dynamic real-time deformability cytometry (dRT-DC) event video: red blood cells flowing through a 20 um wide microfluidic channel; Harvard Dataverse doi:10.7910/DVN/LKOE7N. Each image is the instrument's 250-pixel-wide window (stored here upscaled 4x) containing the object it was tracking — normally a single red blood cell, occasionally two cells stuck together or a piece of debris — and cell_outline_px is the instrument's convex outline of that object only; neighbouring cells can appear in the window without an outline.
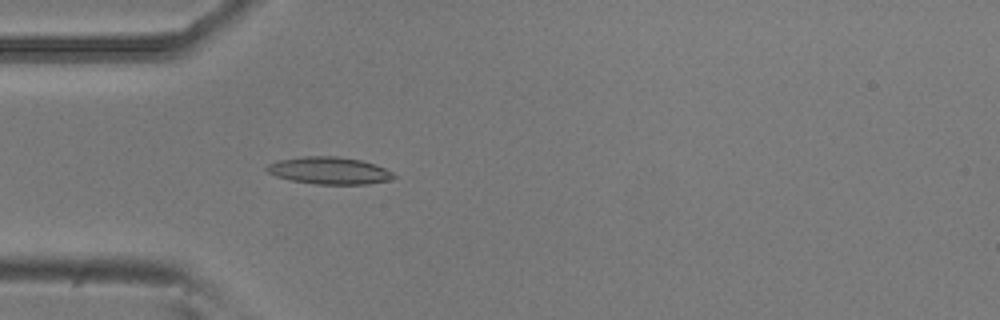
{"species": "common noctule bat (a hibernating species)", "species_latin": "Nyctalus noctula", "temperature_condition": "room temperature", "stored_images_in_passage": 53, "camera_frame_rate_fps": 3000, "um_per_image_px": 0.085, "animal": {"sex": "male", "body_mass_g": 20.5, "forearm_length_mm": 52.5}, "frame": {"image": 1, "passage_image": 15, "time_ms": 4.667, "image_size_px": [1000, 320], "cell_outline_px": [[396, 176], [388, 180], [368, 184], [316, 184], [292, 180], [276, 176], [268, 172], [264, 168], [268, 164], [280, 160], [304, 156], [340, 156], [360, 160], [384, 168], [392, 172]], "centroid_in_image_um": [27.97, 14.5], "position_along_channel_um": 57.0, "area_um2": 19.88}}
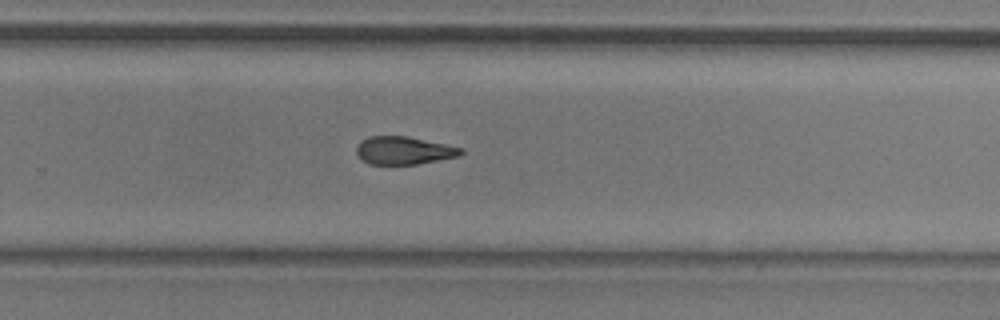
{"frame": {"image": 2, "passage_image": 34, "time_ms": 11.0, "image_size_px": [1000, 320], "cell_outline_px": [[464, 152], [460, 156], [416, 164], [368, 164], [360, 160], [356, 152], [356, 148], [360, 140], [368, 136], [408, 136], [464, 148]], "centroid_in_image_um": [34.3, 12.79], "position_along_channel_um": 295.5, "area_um2": 17.17}}
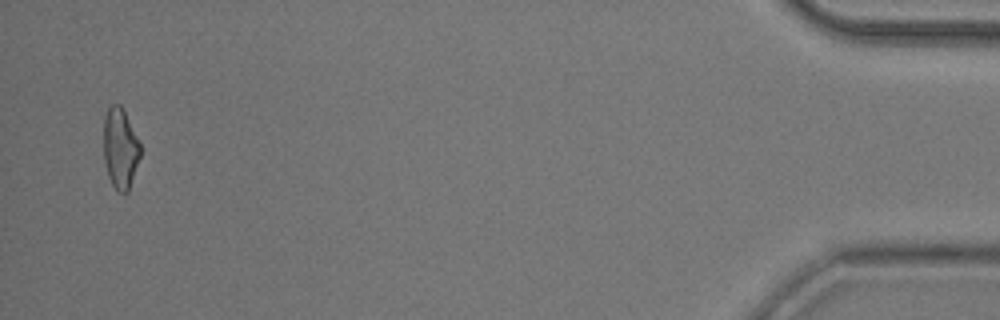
{"frame": {"image": 3, "passage_image": 51, "time_ms": 16.667, "image_size_px": [1000, 320], "cell_outline_px": [[140, 156], [128, 192], [116, 192], [108, 176], [104, 164], [104, 116], [108, 108], [112, 104], [120, 104], [140, 144]], "centroid_in_image_um": [10.2, 12.64], "position_along_channel_um": 425.0, "area_um2": 17.05}, "authors_computed_cell_mechanics": {"area_um2": 18.0914, "velocity_mm_per_s": 3.8224, "shape_relaxation_time_tau1_ms": 7.9182, "shape_relaxation_time_tau2_ms": 4.1062, "deformation_change_tau1": 0.1832, "deformation_change_tau2": 0.135}}